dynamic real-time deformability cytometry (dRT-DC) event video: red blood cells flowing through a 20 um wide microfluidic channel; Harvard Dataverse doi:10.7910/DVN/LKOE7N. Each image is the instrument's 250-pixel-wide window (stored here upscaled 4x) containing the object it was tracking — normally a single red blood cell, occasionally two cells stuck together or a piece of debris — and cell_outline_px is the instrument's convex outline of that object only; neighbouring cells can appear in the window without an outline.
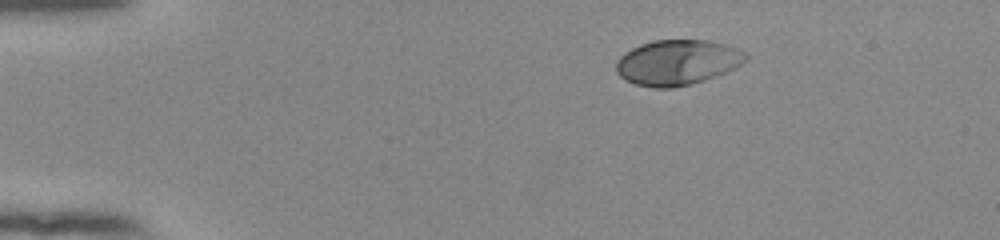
{"species": "human", "species_latin": "Homo sapiens", "temperature_condition": "room temperature", "stored_images_in_passage": 46, "camera_frame_rate_fps": 3000, "um_per_image_px": 0.085, "donor": {"sex": "female"}, "frame": {"image": 1, "passage_image": 1, "time_ms": 0.0, "image_size_px": [1000, 240], "cell_outline_px": [[748, 60], [716, 76], [704, 80], [672, 88], [652, 88], [636, 84], [620, 76], [616, 72], [616, 60], [624, 52], [640, 44], [652, 40], [704, 40], [728, 44], [748, 52]], "centroid_in_image_um": [57.58, 5.29], "position_along_channel_um": 27.4, "area_um2": 34.28}}
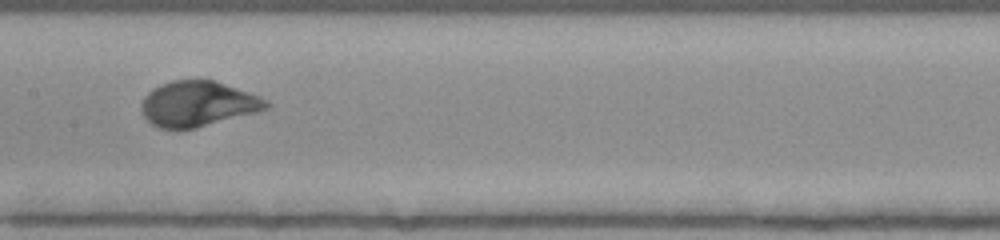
{"frame": {"image": 2, "passage_image": 20, "time_ms": 6.333, "image_size_px": [1000, 240], "cell_outline_px": [[272, 104], [268, 108], [256, 112], [196, 128], [160, 128], [152, 124], [144, 116], [140, 108], [140, 104], [144, 96], [152, 88], [160, 84], [172, 80], [216, 80], [260, 96], [268, 100]], "centroid_in_image_um": [16.82, 8.81], "position_along_channel_um": 190.6, "area_um2": 33.06}}
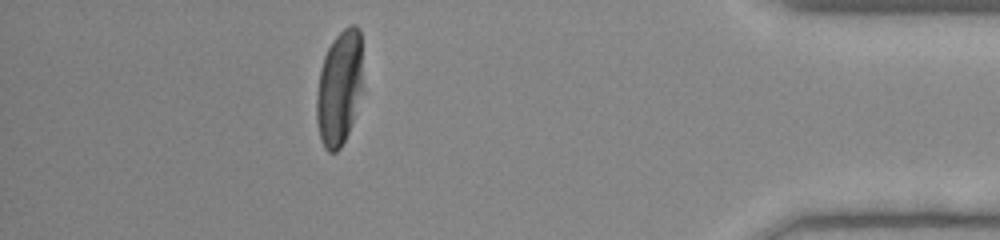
{"frame": {"image": 3, "passage_image": 40, "time_ms": 13.0, "image_size_px": [1000, 240], "cell_outline_px": [[364, 92], [348, 132], [340, 148], [336, 152], [328, 152], [324, 148], [320, 140], [316, 120], [316, 92], [320, 72], [324, 56], [332, 40], [348, 24], [356, 24], [360, 28], [364, 88]], "centroid_in_image_um": [28.87, 7.45], "position_along_channel_um": 406.3, "area_um2": 31.91}, "authors_computed_cell_mechanics": {"area_um2": 33.0327, "velocity_mm_per_s": 3.8461, "shape_relaxation_time_tau1_ms": 2.4154, "shape_relaxation_time_tau2_ms": null, "deformation_change_tau1": 0.1575, "deformation_change_tau2": null}}